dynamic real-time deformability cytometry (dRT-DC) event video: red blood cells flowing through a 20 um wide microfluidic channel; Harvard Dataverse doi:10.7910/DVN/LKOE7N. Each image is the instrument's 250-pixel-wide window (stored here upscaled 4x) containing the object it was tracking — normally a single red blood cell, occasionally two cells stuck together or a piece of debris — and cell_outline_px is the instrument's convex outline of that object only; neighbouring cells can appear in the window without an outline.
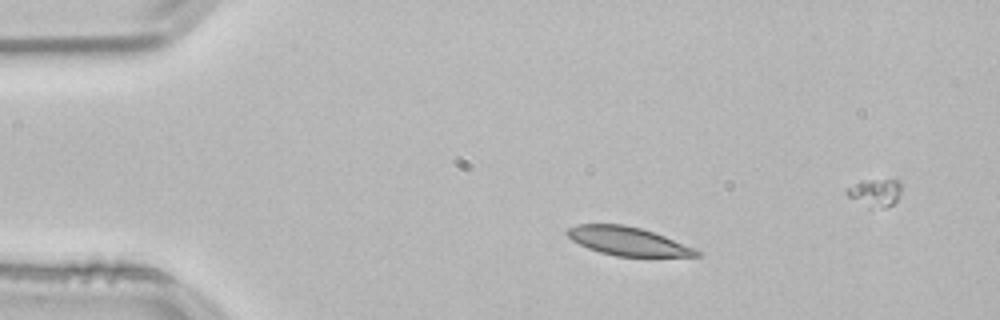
{"species": "common noctule bat (a hibernating species)", "species_latin": "Nyctalus noctula", "temperature_condition": "room temperature", "stored_images_in_passage": 45, "camera_frame_rate_fps": 3000, "um_per_image_px": 0.085, "animal": {"sex": "male", "body_mass_g": 21.5, "forearm_length_mm": 52.0}, "frame": {"image": 1, "passage_image": 1, "time_ms": 0.0, "image_size_px": [1000, 320], "cell_outline_px": [[704, 252], [700, 256], [616, 256], [600, 252], [588, 248], [572, 240], [564, 232], [568, 228], [576, 224], [624, 224], [640, 228], [664, 236], [696, 248]], "centroid_in_image_um": [53.37, 20.5], "position_along_channel_um": 31.6, "area_um2": 21.44}}
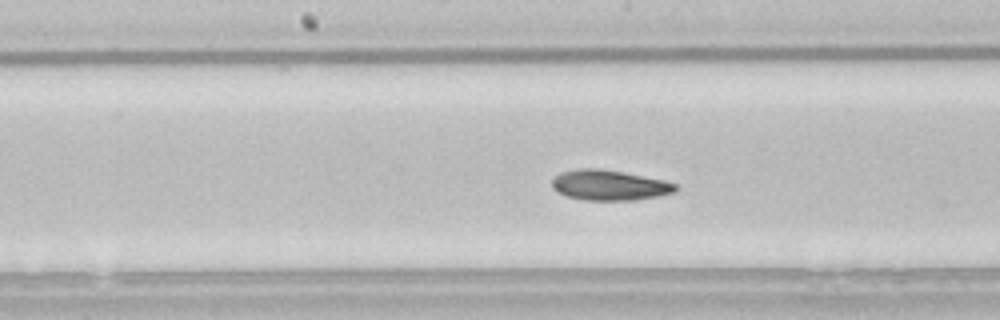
{"frame": {"image": 2, "passage_image": 18, "time_ms": 5.667, "image_size_px": [1000, 320], "cell_outline_px": [[680, 188], [676, 192], [636, 200], [584, 200], [568, 196], [556, 192], [552, 188], [552, 180], [560, 172], [576, 168], [600, 168], [664, 180], [676, 184]], "centroid_in_image_um": [51.79, 15.74], "position_along_channel_um": 196.4, "area_um2": 21.91}}
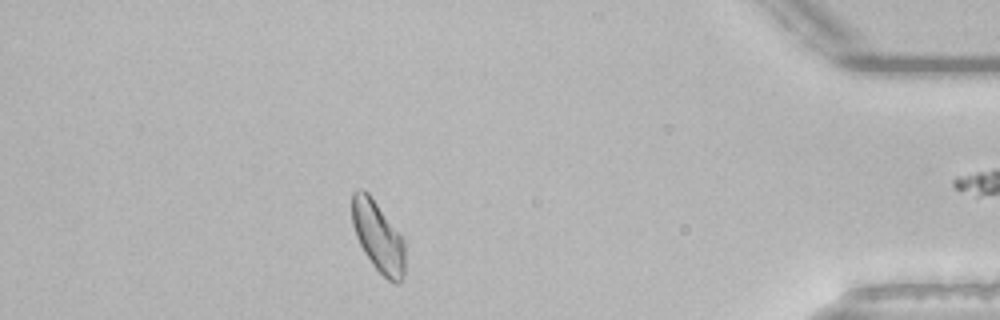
{"frame": {"image": 3, "passage_image": 38, "time_ms": 12.333, "image_size_px": [1000, 320], "cell_outline_px": [[404, 276], [400, 284], [396, 284], [388, 280], [372, 264], [364, 252], [356, 236], [352, 224], [352, 192], [356, 188], [364, 188], [368, 192], [404, 240]], "centroid_in_image_um": [32.12, 20.1], "position_along_channel_um": 403.1, "area_um2": 21.68}, "authors_computed_cell_mechanics": {"area_um2": 21.8484, "velocity_mm_per_s": 3.7956, "shape_relaxation_time_tau1_ms": 3.2864, "shape_relaxation_time_tau2_ms": 3.5215, "deformation_change_tau1": 0.1304, "deformation_change_tau2": 0.0974}}